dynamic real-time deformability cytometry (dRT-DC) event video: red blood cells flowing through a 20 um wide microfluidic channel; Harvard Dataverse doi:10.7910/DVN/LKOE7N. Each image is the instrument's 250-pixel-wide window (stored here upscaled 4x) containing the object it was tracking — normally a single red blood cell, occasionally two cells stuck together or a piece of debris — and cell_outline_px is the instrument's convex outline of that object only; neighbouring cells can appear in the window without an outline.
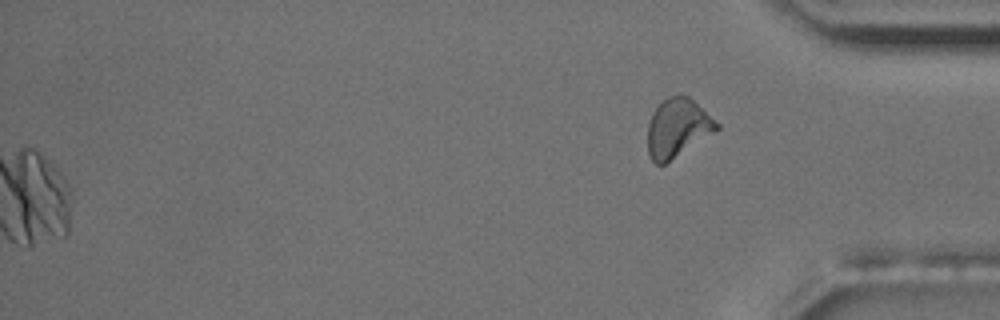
{"species": "common noctule bat (a hibernating species)", "species_latin": "Nyctalus noctula", "temperature_condition": "room temperature", "stored_images_in_passage": 40, "camera_frame_rate_fps": 3000, "um_per_image_px": 0.085, "animal": {"sex": "male", "body_mass_g": 17.5, "forearm_length_mm": 52.3}, "frame": {"image": 1, "passage_image": 40, "time_ms": 13.0, "image_size_px": [1000, 320], "cell_outline_px": [[720, 128], [664, 164], [656, 164], [652, 160], [648, 152], [648, 124], [652, 112], [668, 96], [680, 92], [688, 96], [720, 124]], "centroid_in_image_um": [57.58, 10.84], "position_along_channel_um": 377.6, "area_um2": 23.29}}